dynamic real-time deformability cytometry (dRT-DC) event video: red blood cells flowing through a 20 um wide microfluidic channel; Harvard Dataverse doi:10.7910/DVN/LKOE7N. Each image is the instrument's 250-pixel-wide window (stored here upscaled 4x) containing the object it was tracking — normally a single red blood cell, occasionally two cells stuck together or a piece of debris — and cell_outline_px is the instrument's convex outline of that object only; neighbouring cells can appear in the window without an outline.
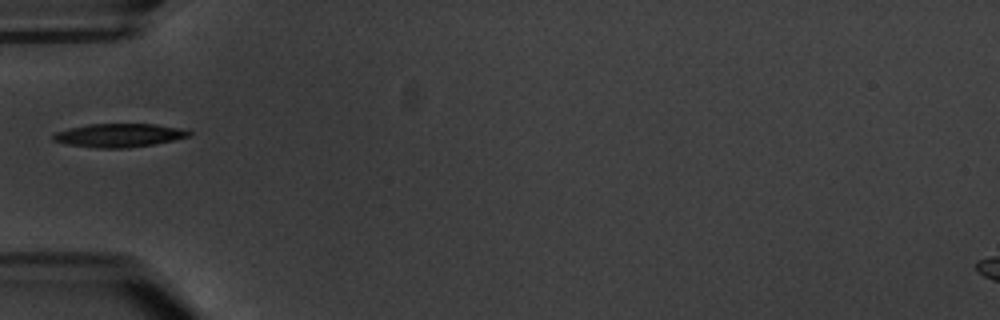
{"species": "common noctule bat (a hibernating species)", "species_latin": "Nyctalus noctula", "temperature_condition": "warm", "stored_images_in_passage": 1, "camera_frame_rate_fps": 3000, "um_per_image_px": 0.085, "animal": {"sex": "male", "body_mass_g": 20.1, "forearm_length_mm": 53.5}, "frame": {"image": 1, "passage_image": 1, "time_ms": 0.0, "image_size_px": [1000, 320], "cell_outline_px": [[192, 136], [152, 144], [128, 148], [96, 148], [68, 144], [52, 140], [52, 136], [56, 132], [68, 128], [88, 124], [156, 124], [180, 128], [192, 132]], "centroid_in_image_um": [10.12, 11.5], "position_along_channel_um": 74.9, "area_um2": 18.55}}